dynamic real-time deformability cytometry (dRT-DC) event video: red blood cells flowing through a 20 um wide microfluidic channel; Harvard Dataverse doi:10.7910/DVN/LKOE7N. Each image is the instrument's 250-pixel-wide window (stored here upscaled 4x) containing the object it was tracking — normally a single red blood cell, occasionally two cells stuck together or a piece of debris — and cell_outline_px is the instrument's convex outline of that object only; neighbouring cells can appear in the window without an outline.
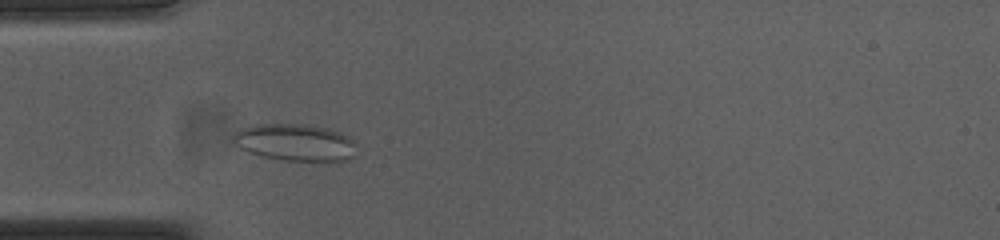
{"species": "common noctule bat (a hibernating species)", "species_latin": "Nyctalus noctula", "temperature_condition": "cold", "stored_images_in_passage": 48, "camera_frame_rate_fps": 3000, "um_per_image_px": 0.085, "animal": {"sex": "female", "body_mass_g": 23.0, "forearm_length_mm": 53.4}, "frame": {"image": 1, "passage_image": 10, "time_ms": 3.0, "image_size_px": [1000, 240], "cell_outline_px": [[356, 156], [348, 160], [284, 160], [264, 156], [248, 152], [240, 148], [232, 140], [232, 136], [240, 128], [252, 124], [308, 124], [328, 128], [340, 132], [356, 140]], "centroid_in_image_um": [25.12, 12.08], "position_along_channel_um": 59.9, "area_um2": 26.82}}
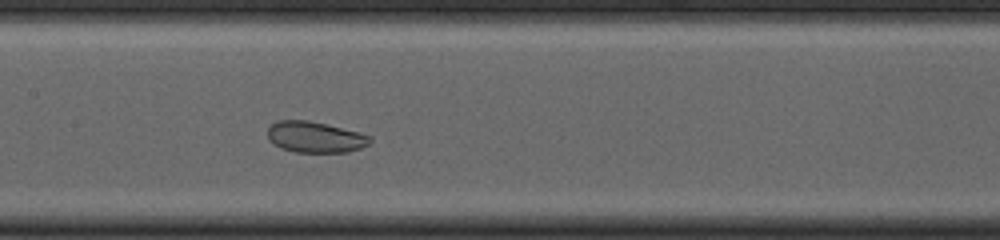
{"frame": {"image": 2, "passage_image": 20, "time_ms": 6.333, "image_size_px": [1000, 240], "cell_outline_px": [[372, 140], [368, 144], [360, 148], [348, 152], [296, 152], [280, 148], [268, 140], [268, 128], [272, 124], [280, 120], [308, 120], [328, 124], [372, 136]], "centroid_in_image_um": [26.78, 11.65], "position_along_channel_um": 180.6, "area_um2": 18.55}}
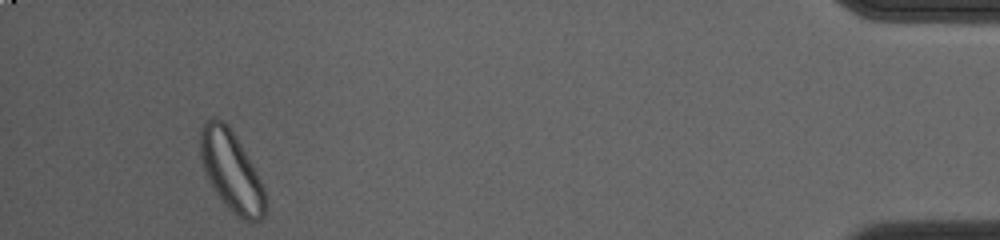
{"frame": {"image": 3, "passage_image": 45, "time_ms": 14.667, "image_size_px": [1000, 240], "cell_outline_px": [[264, 216], [260, 220], [252, 224], [244, 220], [232, 212], [224, 204], [208, 180], [200, 156], [200, 128], [208, 120], [224, 120], [228, 124], [252, 164], [264, 188]], "centroid_in_image_um": [19.65, 14.57], "position_along_channel_um": 415.5, "area_um2": 29.82}, "authors_computed_cell_mechanics": {"area_um2": 25.4031, "velocity_mm_per_s": 3.6709, "shape_relaxation_time_tau1_ms": null, "shape_relaxation_time_tau2_ms": 2.5583, "deformation_change_tau1": null, "deformation_change_tau2": 0.0689}}